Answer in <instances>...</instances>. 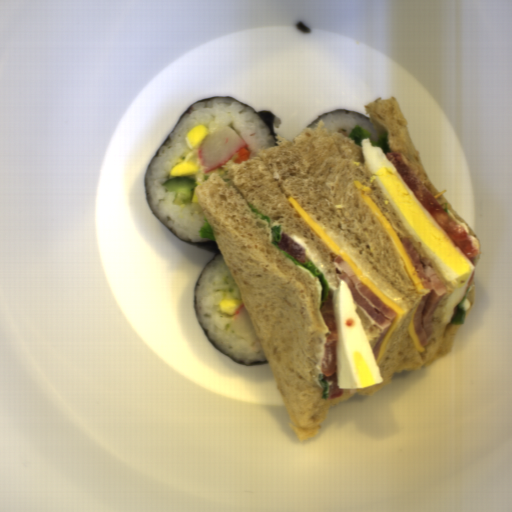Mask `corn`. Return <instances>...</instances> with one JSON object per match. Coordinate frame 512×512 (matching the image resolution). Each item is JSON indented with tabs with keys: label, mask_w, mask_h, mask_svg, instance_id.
I'll return each mask as SVG.
<instances>
[{
	"label": "corn",
	"mask_w": 512,
	"mask_h": 512,
	"mask_svg": "<svg viewBox=\"0 0 512 512\" xmlns=\"http://www.w3.org/2000/svg\"><path fill=\"white\" fill-rule=\"evenodd\" d=\"M208 136V129L205 125H197L188 131L186 140L194 147H199Z\"/></svg>",
	"instance_id": "1"
},
{
	"label": "corn",
	"mask_w": 512,
	"mask_h": 512,
	"mask_svg": "<svg viewBox=\"0 0 512 512\" xmlns=\"http://www.w3.org/2000/svg\"><path fill=\"white\" fill-rule=\"evenodd\" d=\"M244 304L243 299H224L219 303L221 313L235 314L239 307Z\"/></svg>",
	"instance_id": "3"
},
{
	"label": "corn",
	"mask_w": 512,
	"mask_h": 512,
	"mask_svg": "<svg viewBox=\"0 0 512 512\" xmlns=\"http://www.w3.org/2000/svg\"><path fill=\"white\" fill-rule=\"evenodd\" d=\"M198 168L196 164L191 161H186L183 163H179L176 166L172 167L170 170V175L172 177H189L191 175L196 174Z\"/></svg>",
	"instance_id": "2"
}]
</instances>
